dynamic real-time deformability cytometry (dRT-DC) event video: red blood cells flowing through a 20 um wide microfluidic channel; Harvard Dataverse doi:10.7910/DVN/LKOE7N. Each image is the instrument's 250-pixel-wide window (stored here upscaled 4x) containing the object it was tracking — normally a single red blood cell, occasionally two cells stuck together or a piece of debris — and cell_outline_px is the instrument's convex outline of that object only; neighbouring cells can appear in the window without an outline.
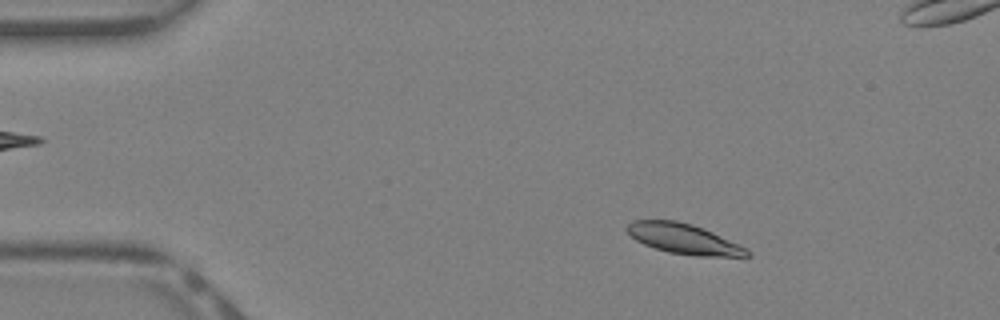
{"species": "Egyptian fruit bat (a non-hibernating species)", "species_latin": "Rousettus aegyptiacus", "temperature_condition": "warm", "stored_images_in_passage": 40, "segment_of_instrument_passage": [1, 2], "camera_frame_rate_fps": 3000, "um_per_image_px": 0.085, "animal": {"sex": "female"}, "frame": {"image": 1, "passage_image": 5, "time_ms": 1.333, "image_size_px": [1000, 320], "cell_outline_px": [[752, 256], [696, 256], [668, 252], [644, 244], [636, 240], [624, 228], [632, 220], [676, 220], [692, 224], [712, 232], [748, 248], [752, 252]], "centroid_in_image_um": [58.13, 20.3], "position_along_channel_um": 26.9, "area_um2": 21.1}}
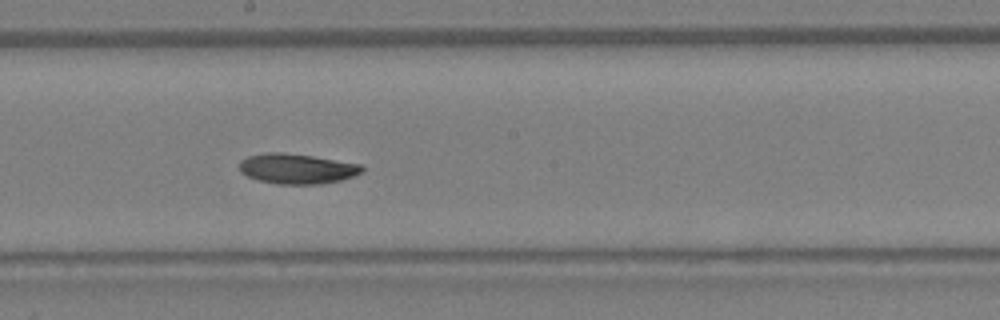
{"frame": {"image": 2, "passage_image": 21, "time_ms": 6.667, "image_size_px": [1000, 320], "cell_outline_px": [[364, 168], [360, 172], [352, 176], [340, 180], [320, 184], [276, 184], [260, 180], [248, 176], [240, 172], [240, 160], [248, 156], [264, 152], [280, 152], [312, 156], [360, 164]], "centroid_in_image_um": [25.2, 14.33], "position_along_channel_um": 223.0, "area_um2": 21.33}}
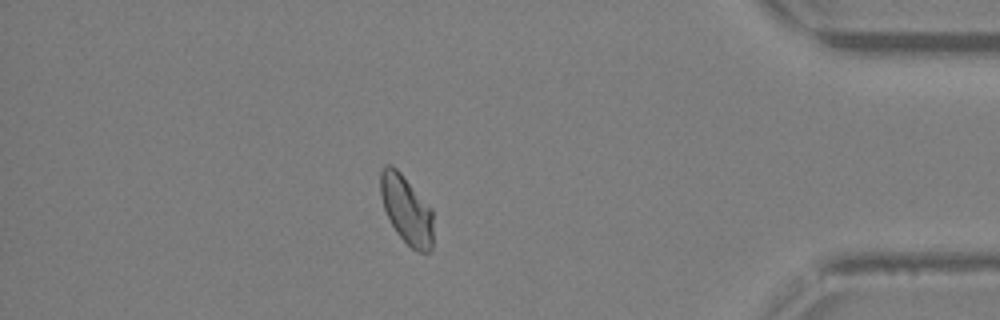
{"frame": {"image": 3, "passage_image": 34, "time_ms": 11.0, "image_size_px": [1000, 320], "cell_outline_px": [[432, 248], [428, 252], [420, 252], [412, 248], [396, 232], [384, 208], [380, 196], [380, 172], [388, 164], [392, 164], [400, 172], [432, 208]], "centroid_in_image_um": [34.55, 17.81], "position_along_channel_um": 400.7, "area_um2": 20.81}}